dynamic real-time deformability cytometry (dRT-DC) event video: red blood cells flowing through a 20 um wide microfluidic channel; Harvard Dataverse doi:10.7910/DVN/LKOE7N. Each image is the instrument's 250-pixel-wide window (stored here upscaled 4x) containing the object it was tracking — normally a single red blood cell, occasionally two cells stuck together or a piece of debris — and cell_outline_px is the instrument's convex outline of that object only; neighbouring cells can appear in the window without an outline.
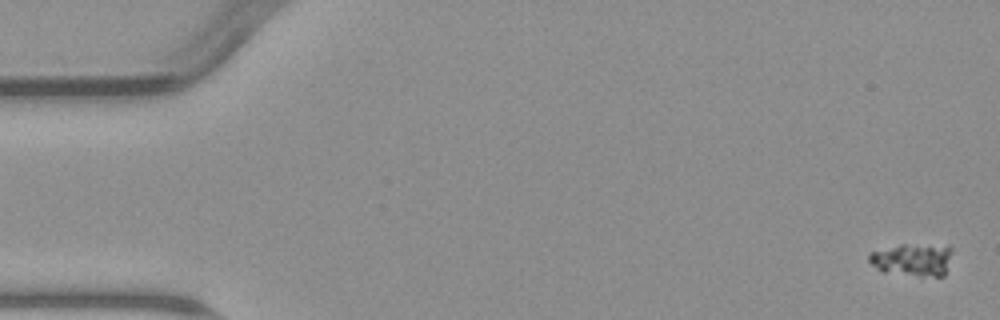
{"species": "common noctule bat (a hibernating species)", "species_latin": "Nyctalus noctula", "temperature_condition": "warm", "stored_images_in_passage": 7, "camera_frame_rate_fps": 3000, "um_per_image_px": 0.085, "animal": {"sex": "male", "body_mass_g": 23.1, "forearm_length_mm": 52.7}, "frame": {"image": 1, "passage_image": 1, "time_ms": 0.0, "image_size_px": [1000, 320], "cell_outline_px": [[952, 252], [944, 276], [920, 276], [880, 272], [868, 260], [868, 252], [900, 244], [904, 244], [952, 248]], "centroid_in_image_um": [77.49, 22.1], "position_along_channel_um": 7.5, "area_um2": 15.66}}
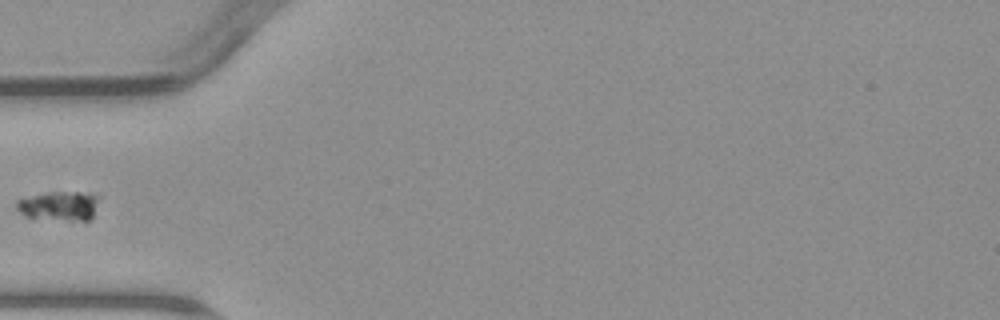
{"frame": {"image": 2, "passage_image": 6, "time_ms": 6.0, "image_size_px": [1000, 320], "cell_outline_px": [[100, 196], [92, 216], [88, 220], [68, 220], [28, 216], [20, 212], [16, 208], [16, 200], [48, 192], [88, 192]], "centroid_in_image_um": [5.07, 17.47], "position_along_channel_um": 79.9, "area_um2": 13.81}}
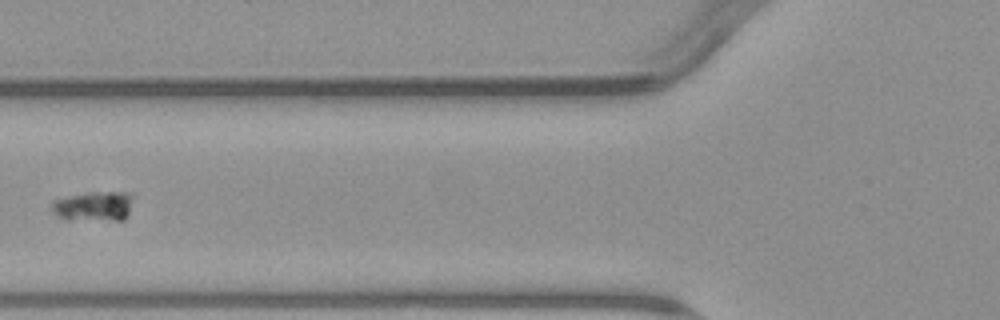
{"frame": {"image": 3, "passage_image": 7, "time_ms": 7.0, "image_size_px": [1000, 320], "cell_outline_px": [[132, 200], [128, 216], [124, 220], [68, 220], [56, 216], [52, 212], [52, 200], [68, 196], [88, 192], [124, 192], [132, 196]], "centroid_in_image_um": [7.94, 17.54], "position_along_channel_um": 117.9, "area_um2": 14.33}}